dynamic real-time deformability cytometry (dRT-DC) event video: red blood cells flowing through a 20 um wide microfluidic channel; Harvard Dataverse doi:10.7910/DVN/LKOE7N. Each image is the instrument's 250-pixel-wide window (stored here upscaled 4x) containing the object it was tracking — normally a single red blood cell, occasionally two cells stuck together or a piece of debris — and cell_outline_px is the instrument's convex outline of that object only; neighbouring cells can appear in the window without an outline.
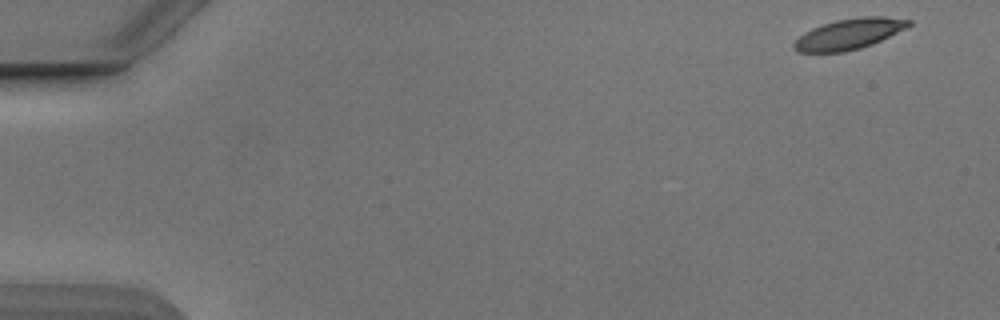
{"species": "Egyptian fruit bat (a non-hibernating species)", "species_latin": "Rousettus aegyptiacus", "temperature_condition": "cold", "stored_images_in_passage": 52, "camera_frame_rate_fps": 3000, "um_per_image_px": 0.085, "animal": {"sex": "male"}, "frame": {"image": 1, "passage_image": 1, "time_ms": 0.0, "image_size_px": [1000, 320], "cell_outline_px": [[912, 24], [908, 28], [872, 44], [860, 48], [844, 52], [796, 52], [792, 48], [792, 44], [804, 32], [812, 28], [836, 20], [860, 16], [884, 16], [912, 20]], "centroid_in_image_um": [72.19, 2.88], "position_along_channel_um": 12.8, "area_um2": 20.63}}
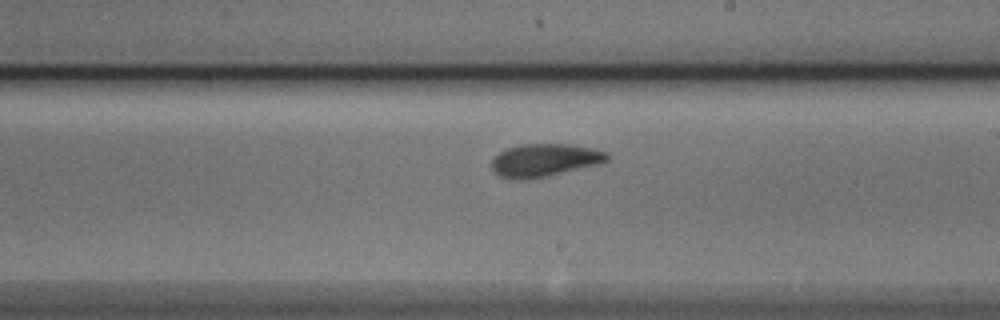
{"frame": {"image": 2, "passage_image": 30, "time_ms": 9.667, "image_size_px": [1000, 320], "cell_outline_px": [[608, 160], [600, 164], [548, 176], [524, 180], [500, 176], [492, 168], [492, 160], [500, 152], [508, 148], [520, 144], [568, 144], [592, 148], [608, 152]], "centroid_in_image_um": [46.33, 13.61], "position_along_channel_um": 242.7, "area_um2": 21.96}}
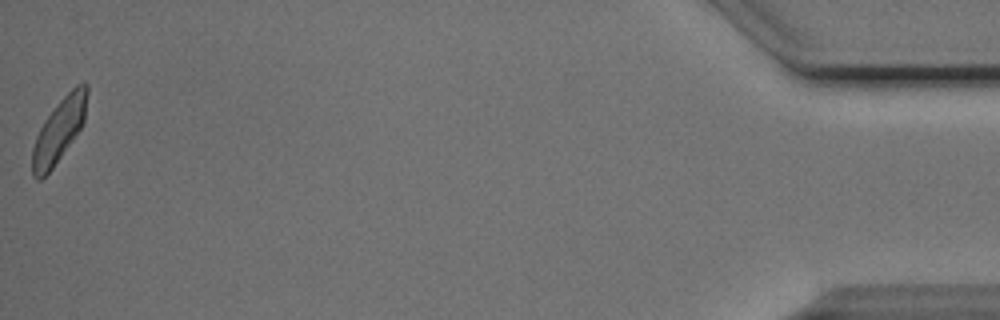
{"frame": {"image": 3, "passage_image": 52, "time_ms": 17.0, "image_size_px": [1000, 320], "cell_outline_px": [[88, 92], [84, 124], [52, 168], [40, 180], [36, 180], [32, 176], [32, 148], [36, 136], [44, 120], [60, 100], [76, 84], [84, 80], [88, 84]], "centroid_in_image_um": [5.04, 11.04], "position_along_channel_um": 430.2, "area_um2": 20.35}, "authors_computed_cell_mechanics": {"area_um2": 20.9814, "velocity_mm_per_s": 3.8295, "shape_relaxation_time_tau1_ms": 2.8979, "shape_relaxation_time_tau2_ms": 4.2607, "deformation_change_tau1": 0.1448, "deformation_change_tau2": 0.0862}}